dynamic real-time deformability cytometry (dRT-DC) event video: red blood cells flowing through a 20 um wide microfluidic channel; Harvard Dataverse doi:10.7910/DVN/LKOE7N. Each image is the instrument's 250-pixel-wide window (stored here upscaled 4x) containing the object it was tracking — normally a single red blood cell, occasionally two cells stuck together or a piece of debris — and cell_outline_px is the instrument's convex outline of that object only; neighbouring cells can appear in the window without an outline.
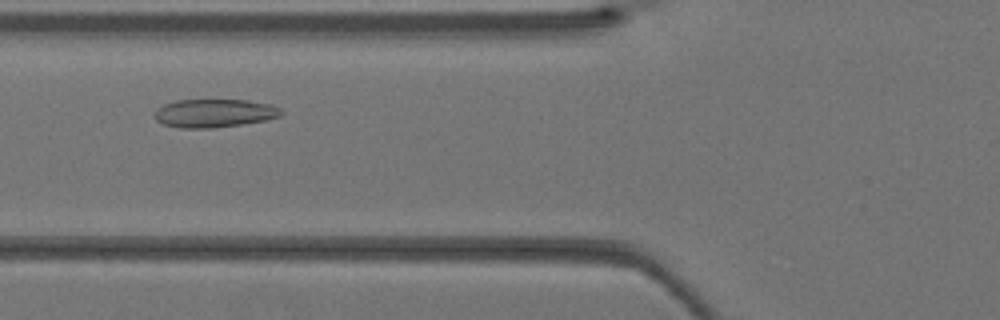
{"species": "Egyptian fruit bat (a non-hibernating species)", "species_latin": "Rousettus aegyptiacus", "temperature_condition": "warm", "stored_images_in_passage": 29, "camera_frame_rate_fps": 3000, "um_per_image_px": 0.085, "animal": {"sex": "female"}, "frame": {"image": 1, "passage_image": 8, "time_ms": 2.333, "image_size_px": [1000, 320], "cell_outline_px": [[280, 116], [264, 120], [244, 124], [212, 128], [180, 128], [164, 124], [156, 120], [152, 116], [156, 108], [164, 104], [176, 100], [248, 100], [272, 104], [280, 108]], "centroid_in_image_um": [18.17, 9.62], "position_along_channel_um": 107.6, "area_um2": 20.98}}
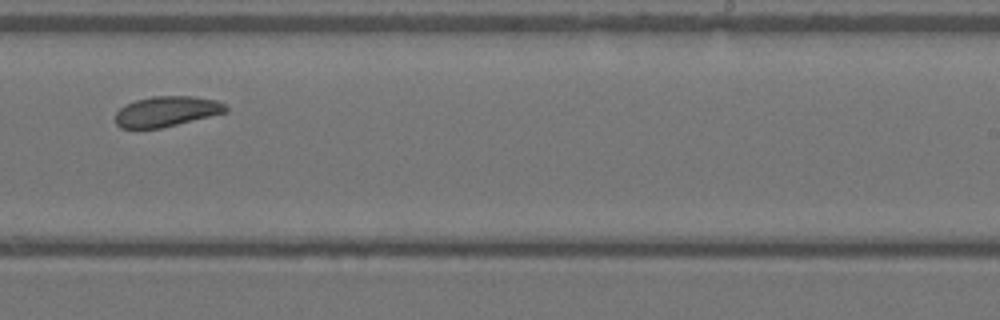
{"frame": {"image": 2, "passage_image": 18, "time_ms": 5.667, "image_size_px": [1000, 320], "cell_outline_px": [[228, 112], [160, 128], [120, 128], [116, 124], [116, 112], [124, 104], [136, 100], [152, 96], [192, 96], [220, 100], [228, 108]], "centroid_in_image_um": [14.18, 9.46], "position_along_channel_um": 274.8, "area_um2": 19.59}}
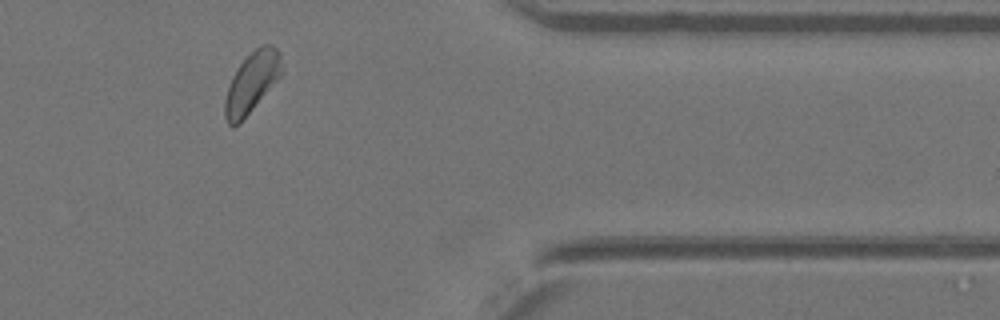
{"frame": {"image": 3, "passage_image": 26, "time_ms": 8.333, "image_size_px": [1000, 320], "cell_outline_px": [[284, 68], [280, 76], [240, 124], [232, 128], [228, 124], [224, 116], [224, 100], [232, 76], [240, 64], [260, 44], [272, 44], [280, 52]], "centroid_in_image_um": [21.41, 7.02], "position_along_channel_um": 390.0, "area_um2": 20.11}}